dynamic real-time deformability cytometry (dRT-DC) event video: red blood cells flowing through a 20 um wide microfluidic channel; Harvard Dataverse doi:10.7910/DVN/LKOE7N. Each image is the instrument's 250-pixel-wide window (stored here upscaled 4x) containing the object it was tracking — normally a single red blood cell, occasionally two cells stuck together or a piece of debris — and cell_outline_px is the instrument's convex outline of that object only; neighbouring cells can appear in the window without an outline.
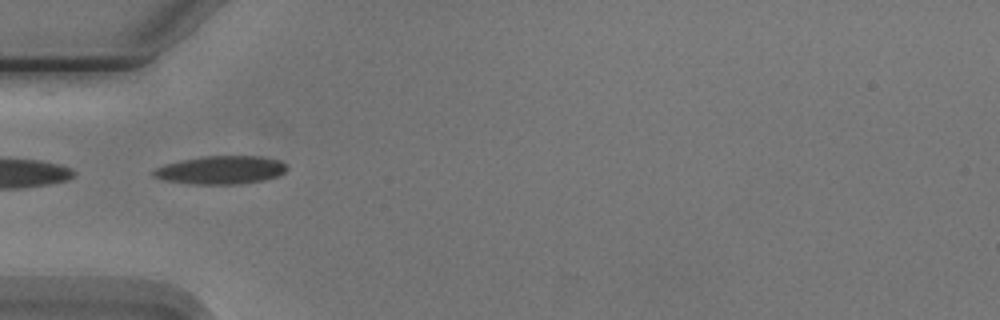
{"species": "Egyptian fruit bat (a non-hibernating species)", "species_latin": "Rousettus aegyptiacus", "temperature_condition": "cold", "stored_images_in_passage": 5, "camera_frame_rate_fps": 3000, "um_per_image_px": 0.085, "animal": {"sex": "male"}, "frame": {"image": 1, "passage_image": 3, "time_ms": 2.333, "image_size_px": [1000, 320], "cell_outline_px": [[288, 168], [284, 172], [276, 176], [264, 180], [240, 184], [192, 184], [164, 180], [152, 176], [152, 172], [156, 168], [164, 164], [180, 160], [204, 156], [260, 156], [280, 160]], "centroid_in_image_um": [18.75, 14.45], "position_along_channel_um": 66.3, "area_um2": 21.96}}
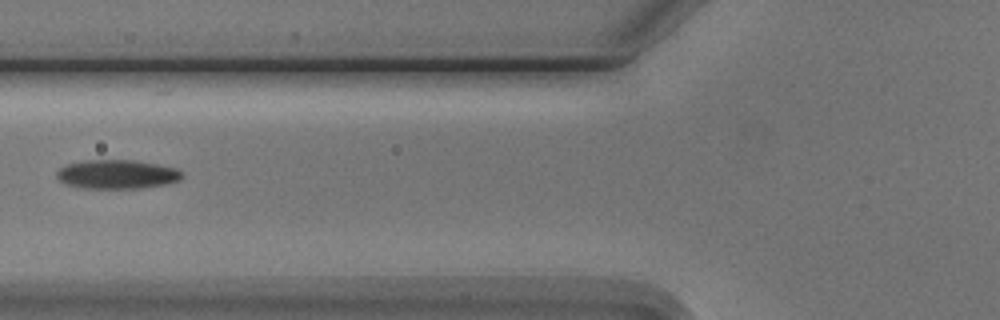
{"frame": {"image": 2, "passage_image": 4, "time_ms": 3.667, "image_size_px": [1000, 320], "cell_outline_px": [[184, 176], [180, 180], [164, 184], [140, 188], [84, 188], [64, 184], [56, 176], [56, 172], [64, 164], [84, 160], [132, 160], [156, 164], [176, 168]], "centroid_in_image_um": [9.9, 14.81], "position_along_channel_um": 115.9, "area_um2": 21.15}}
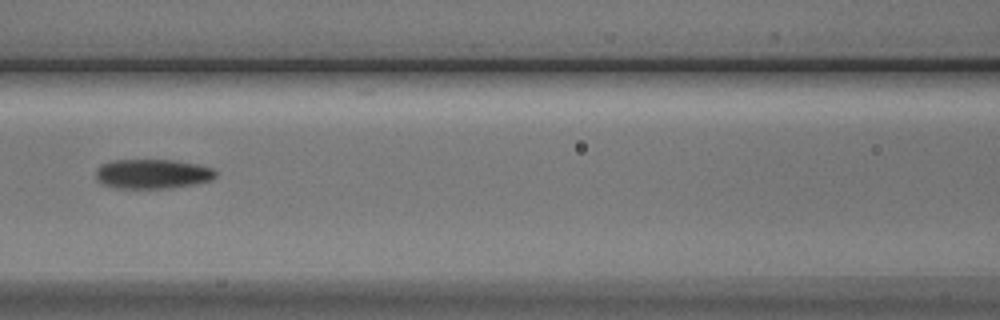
{"frame": {"image": 3, "passage_image": 5, "time_ms": 4.667, "image_size_px": [1000, 320], "cell_outline_px": [[216, 176], [212, 180], [192, 184], [168, 188], [116, 188], [100, 184], [96, 180], [96, 168], [100, 164], [112, 160], [176, 160], [196, 164], [212, 168], [216, 172]], "centroid_in_image_um": [12.9, 14.78], "position_along_channel_um": 153.7, "area_um2": 20.75}}